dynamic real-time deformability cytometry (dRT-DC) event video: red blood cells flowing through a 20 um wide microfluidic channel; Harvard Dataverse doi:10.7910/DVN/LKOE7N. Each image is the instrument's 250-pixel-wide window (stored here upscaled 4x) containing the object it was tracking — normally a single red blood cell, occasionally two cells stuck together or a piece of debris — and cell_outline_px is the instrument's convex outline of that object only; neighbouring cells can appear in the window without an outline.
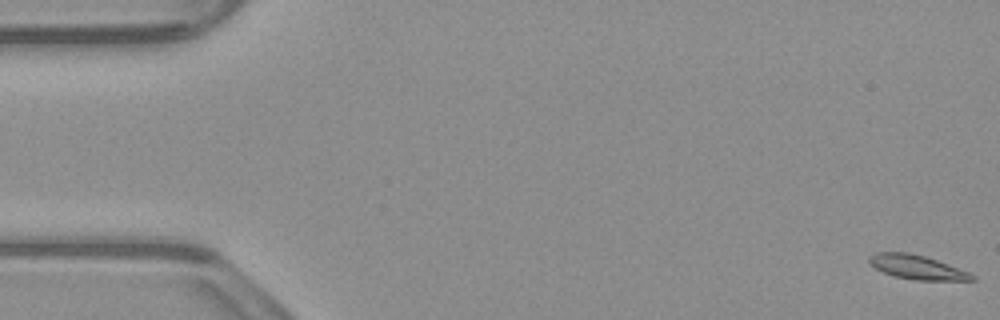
{"species": "common noctule bat (a hibernating species)", "species_latin": "Nyctalus noctula", "temperature_condition": "warm", "stored_images_in_passage": 55, "camera_frame_rate_fps": 3000, "um_per_image_px": 0.085, "animal": {"sex": "male", "body_mass_g": 23.1, "forearm_length_mm": 52.7}, "frame": {"image": 1, "passage_image": 1, "time_ms": 0.0, "image_size_px": [1000, 320], "cell_outline_px": [[976, 280], [916, 280], [896, 276], [884, 272], [876, 268], [868, 260], [868, 256], [876, 252], [908, 252], [924, 256], [948, 264], [968, 272], [976, 276]], "centroid_in_image_um": [77.95, 22.7], "position_along_channel_um": 7.1, "area_um2": 14.22}}
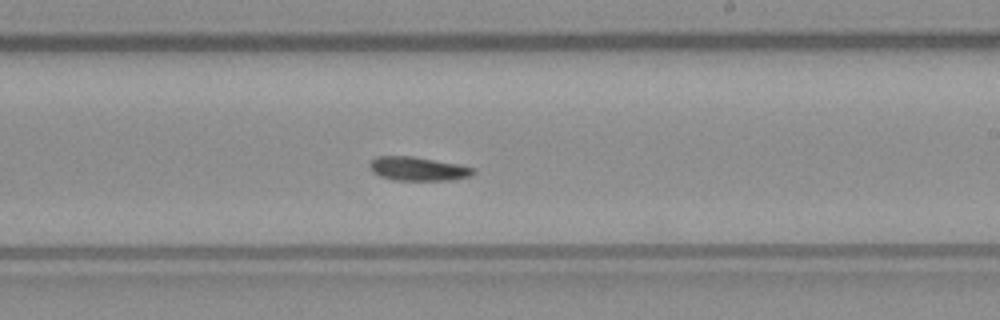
{"frame": {"image": 2, "passage_image": 32, "time_ms": 10.333, "image_size_px": [1000, 320], "cell_outline_px": [[476, 172], [472, 176], [452, 180], [392, 180], [380, 176], [372, 172], [368, 164], [376, 156], [412, 156], [460, 164], [476, 168]], "centroid_in_image_um": [35.56, 14.35], "position_along_channel_um": 253.4, "area_um2": 14.62}}
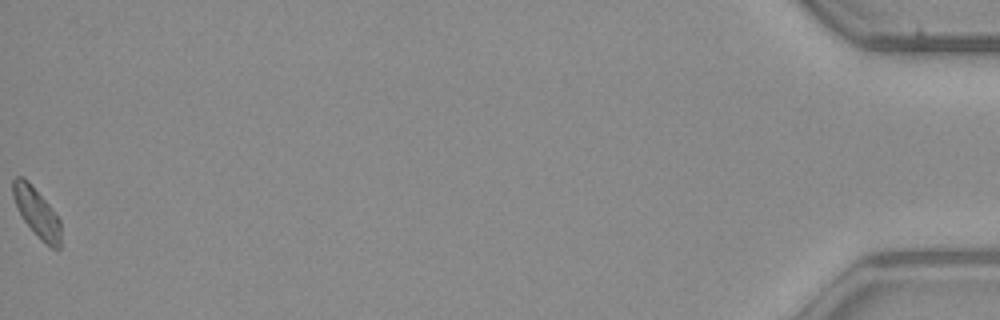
{"frame": {"image": 3, "passage_image": 55, "time_ms": 18.0, "image_size_px": [1000, 320], "cell_outline_px": [[60, 248], [52, 248], [24, 220], [16, 208], [12, 196], [12, 180], [16, 176], [24, 176], [28, 180], [48, 204], [60, 220]], "centroid_in_image_um": [3.08, 17.96], "position_along_channel_um": 432.1, "area_um2": 13.29}}